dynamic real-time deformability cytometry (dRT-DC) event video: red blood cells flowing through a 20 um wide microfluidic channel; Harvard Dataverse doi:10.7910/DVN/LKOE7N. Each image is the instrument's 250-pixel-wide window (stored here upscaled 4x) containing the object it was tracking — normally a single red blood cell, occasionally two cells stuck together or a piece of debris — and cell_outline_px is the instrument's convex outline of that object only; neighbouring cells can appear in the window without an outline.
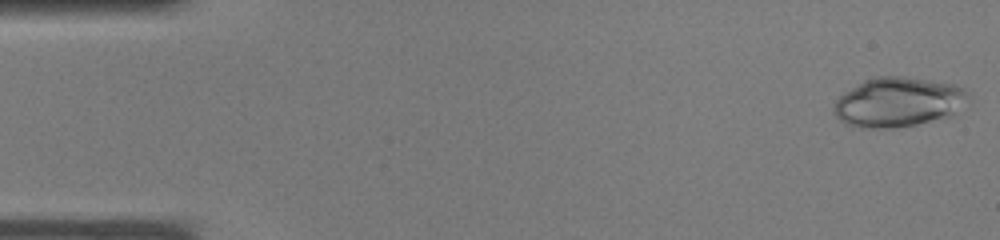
{"species": "common noctule bat (a hibernating species)", "species_latin": "Nyctalus noctula", "temperature_condition": "warm", "stored_images_in_passage": 36, "camera_frame_rate_fps": 3000, "um_per_image_px": 0.085, "animal": {"sex": "male", "body_mass_g": 19.0, "forearm_length_mm": 50.8}, "frame": {"image": 1, "passage_image": 1, "time_ms": 0.0, "image_size_px": [1000, 240], "cell_outline_px": [[972, 96], [952, 116], [916, 124], [892, 128], [860, 128], [844, 124], [832, 112], [832, 108], [836, 100], [844, 92], [864, 80], [876, 76], [904, 76], [932, 80], [956, 84], [972, 92]], "centroid_in_image_um": [76.37, 8.67], "position_along_channel_um": 8.6, "area_um2": 39.48}}
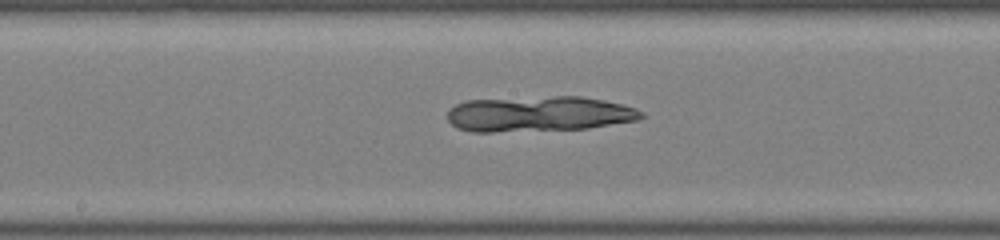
{"frame": {"image": 2, "passage_image": 19, "time_ms": 6.0, "image_size_px": [1000, 240], "cell_outline_px": [[644, 116], [636, 120], [588, 128], [492, 132], [472, 132], [456, 128], [448, 120], [448, 112], [456, 104], [464, 100], [556, 96], [580, 96], [604, 100], [636, 108], [644, 112]], "centroid_in_image_um": [45.79, 9.68], "position_along_channel_um": 202.4, "area_um2": 39.94}}
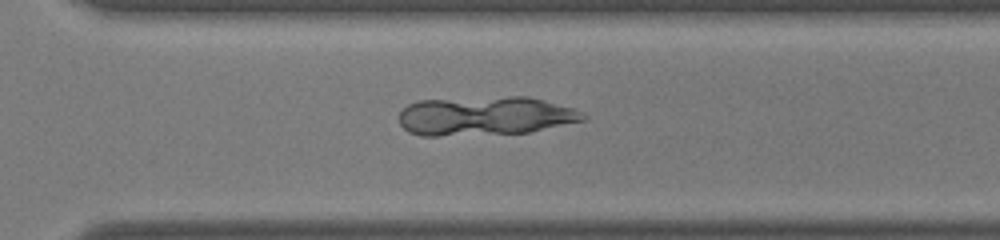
{"frame": {"image": 3, "passage_image": 26, "time_ms": 8.333, "image_size_px": [1000, 240], "cell_outline_px": [[588, 116], [584, 120], [528, 132], [436, 136], [420, 136], [408, 132], [400, 124], [400, 112], [408, 104], [416, 100], [508, 96], [528, 96], [544, 100], [572, 108]], "centroid_in_image_um": [41.19, 9.84], "position_along_channel_um": 329.4, "area_um2": 41.73}}